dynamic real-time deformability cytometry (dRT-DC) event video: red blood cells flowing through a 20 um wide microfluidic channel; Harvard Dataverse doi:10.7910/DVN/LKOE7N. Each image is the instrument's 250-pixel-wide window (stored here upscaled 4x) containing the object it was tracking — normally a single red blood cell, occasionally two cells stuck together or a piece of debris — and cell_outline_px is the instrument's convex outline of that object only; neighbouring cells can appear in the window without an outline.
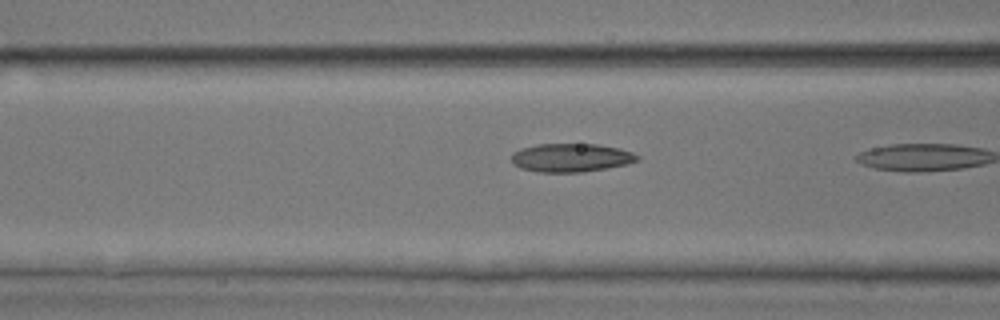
{"species": "common noctule bat (a hibernating species)", "species_latin": "Nyctalus noctula", "temperature_condition": "room temperature", "stored_images_in_passage": 9, "camera_frame_rate_fps": 3000, "um_per_image_px": 0.085, "animal": {"sex": "male", "body_mass_g": 17.9, "forearm_length_mm": 54.2}, "frame": {"image": 1, "passage_image": 8, "time_ms": 2.333, "image_size_px": [1000, 320], "cell_outline_px": [[640, 160], [628, 164], [608, 168], [580, 172], [536, 172], [520, 168], [512, 164], [512, 152], [520, 148], [536, 144], [596, 144], [620, 148], [632, 152], [640, 156]], "centroid_in_image_um": [48.54, 13.4], "position_along_channel_um": 118.1, "area_um2": 21.15}}